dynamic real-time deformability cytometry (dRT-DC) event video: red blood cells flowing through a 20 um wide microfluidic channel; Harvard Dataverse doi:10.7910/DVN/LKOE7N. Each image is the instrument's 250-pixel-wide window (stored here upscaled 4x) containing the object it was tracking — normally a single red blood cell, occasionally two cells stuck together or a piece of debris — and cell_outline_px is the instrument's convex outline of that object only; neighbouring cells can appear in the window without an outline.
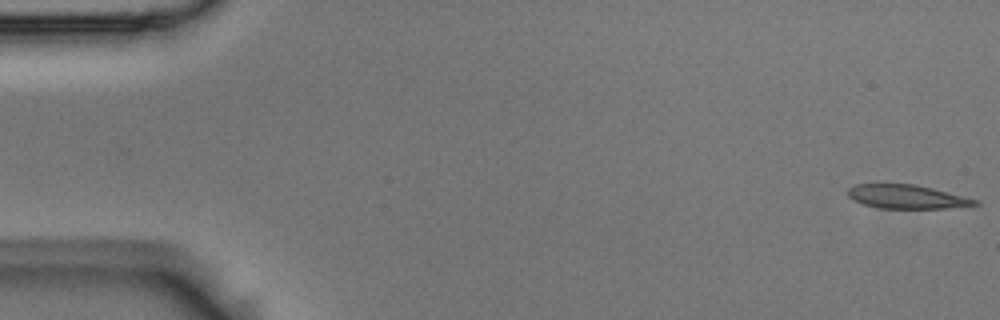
{"species": "Egyptian fruit bat (a non-hibernating species)", "species_latin": "Rousettus aegyptiacus", "temperature_condition": "room temperature", "stored_images_in_passage": 8, "camera_frame_rate_fps": 3000, "um_per_image_px": 0.085, "animal": {"sex": "male"}, "frame": {"image": 1, "passage_image": 1, "time_ms": 0.0, "image_size_px": [1000, 320], "cell_outline_px": [[980, 204], [944, 208], [880, 208], [864, 204], [852, 200], [848, 196], [848, 188], [856, 184], [916, 184], [980, 200]], "centroid_in_image_um": [77.07, 16.71], "position_along_channel_um": 7.9, "area_um2": 17.51}}